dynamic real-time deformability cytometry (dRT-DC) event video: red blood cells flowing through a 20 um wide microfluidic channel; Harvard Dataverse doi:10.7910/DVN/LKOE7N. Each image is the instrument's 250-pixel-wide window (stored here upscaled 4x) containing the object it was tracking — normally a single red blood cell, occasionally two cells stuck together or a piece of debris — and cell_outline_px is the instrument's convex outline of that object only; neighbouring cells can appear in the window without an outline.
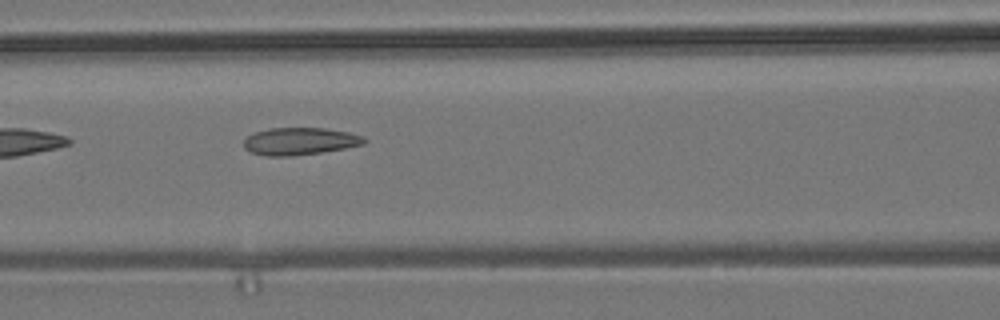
{"species": "common noctule bat (a hibernating species)", "species_latin": "Nyctalus noctula", "temperature_condition": "room temperature", "stored_images_in_passage": 7, "camera_frame_rate_fps": 3000, "um_per_image_px": 0.085, "animal": {"sex": "male", "body_mass_g": 19.2, "forearm_length_mm": 51.8}, "frame": {"image": 1, "passage_image": 7, "time_ms": 6.667, "image_size_px": [1000, 320], "cell_outline_px": [[368, 140], [364, 144], [344, 148], [320, 152], [292, 156], [268, 156], [252, 152], [244, 148], [244, 140], [248, 136], [256, 132], [268, 128], [324, 128], [348, 132], [364, 136]], "centroid_in_image_um": [25.5, 12.0], "position_along_channel_um": 141.1, "area_um2": 19.07}}